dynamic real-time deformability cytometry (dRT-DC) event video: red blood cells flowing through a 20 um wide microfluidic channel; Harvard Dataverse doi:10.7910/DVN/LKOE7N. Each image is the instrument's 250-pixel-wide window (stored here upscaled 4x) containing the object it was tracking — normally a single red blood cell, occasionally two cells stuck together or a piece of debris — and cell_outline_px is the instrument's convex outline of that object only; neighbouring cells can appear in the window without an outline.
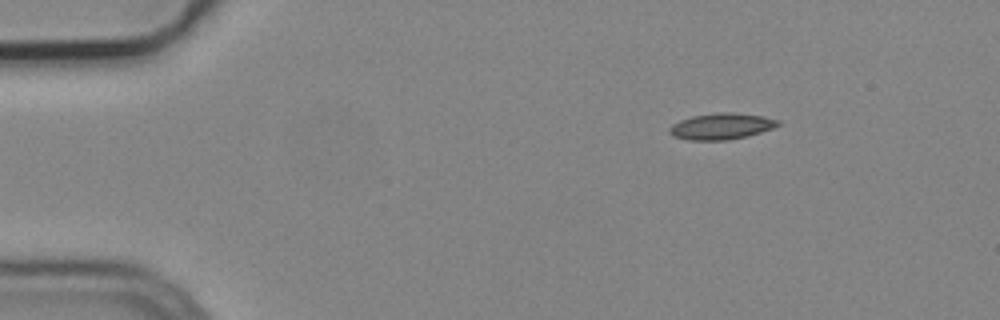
{"species": "common noctule bat (a hibernating species)", "species_latin": "Nyctalus noctula", "temperature_condition": "cold", "stored_images_in_passage": 46, "camera_frame_rate_fps": 3000, "um_per_image_px": 0.085, "animal": {"sex": "male", "body_mass_g": 19.2, "forearm_length_mm": 51.8}, "frame": {"image": 1, "passage_image": 1, "time_ms": 0.0, "image_size_px": [1000, 320], "cell_outline_px": [[780, 124], [772, 128], [748, 136], [728, 140], [688, 140], [672, 136], [668, 132], [668, 128], [672, 124], [680, 120], [692, 116], [720, 112], [732, 112], [764, 116], [780, 120]], "centroid_in_image_um": [61.29, 10.73], "position_along_channel_um": 23.7, "area_um2": 16.7}}
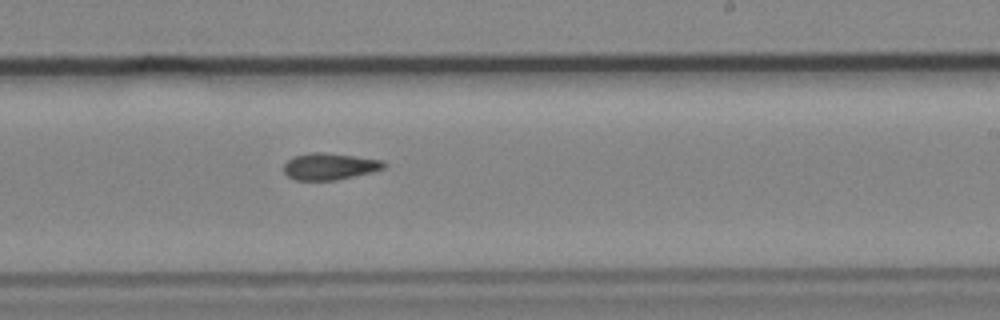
{"frame": {"image": 2, "passage_image": 26, "time_ms": 8.333, "image_size_px": [1000, 320], "cell_outline_px": [[388, 164], [384, 168], [372, 172], [336, 180], [296, 180], [288, 176], [284, 172], [284, 164], [292, 156], [312, 152], [324, 152], [384, 160]], "centroid_in_image_um": [28.03, 14.14], "position_along_channel_um": 261.0, "area_um2": 15.66}}
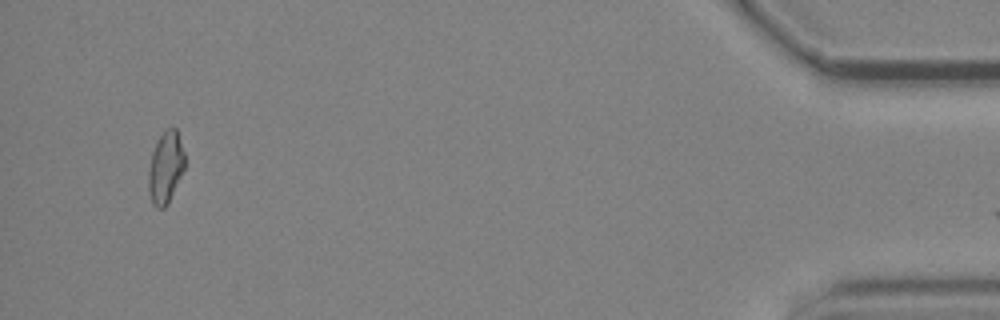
{"frame": {"image": 3, "passage_image": 45, "time_ms": 14.667, "image_size_px": [1000, 320], "cell_outline_px": [[184, 168], [168, 204], [164, 208], [156, 208], [152, 204], [148, 192], [148, 168], [152, 152], [164, 128], [176, 128], [184, 152]], "centroid_in_image_um": [14.05, 14.25], "position_along_channel_um": 421.2, "area_um2": 15.2}}